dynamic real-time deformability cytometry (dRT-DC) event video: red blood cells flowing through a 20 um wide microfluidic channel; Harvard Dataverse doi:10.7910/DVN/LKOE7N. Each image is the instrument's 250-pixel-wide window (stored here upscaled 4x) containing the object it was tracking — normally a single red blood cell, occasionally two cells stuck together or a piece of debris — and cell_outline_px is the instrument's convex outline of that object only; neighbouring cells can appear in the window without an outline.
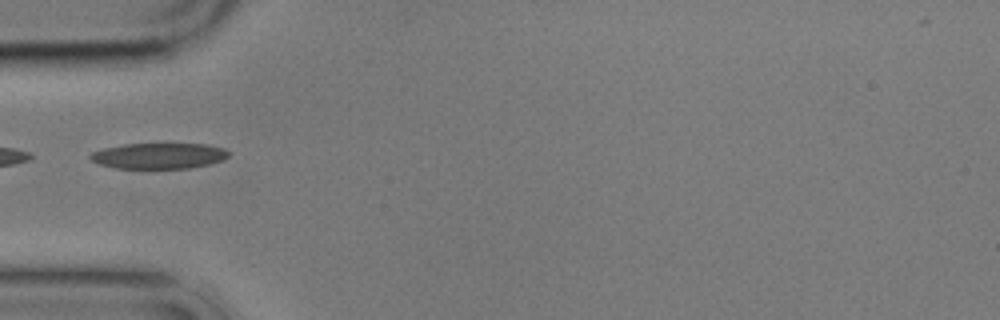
{"species": "common noctule bat (a hibernating species)", "species_latin": "Nyctalus noctula", "temperature_condition": "cold", "stored_images_in_passage": 3, "camera_frame_rate_fps": 3000, "um_per_image_px": 0.085, "animal": {"sex": "male", "body_mass_g": 17.9}, "frame": {"image": 1, "passage_image": 2, "time_ms": 1.0, "image_size_px": [1000, 320], "cell_outline_px": [[232, 152], [224, 160], [208, 164], [188, 168], [116, 168], [100, 164], [92, 160], [88, 156], [92, 152], [104, 148], [124, 144], [208, 144], [224, 148]], "centroid_in_image_um": [13.54, 13.24], "position_along_channel_um": 71.5, "area_um2": 20.75}}
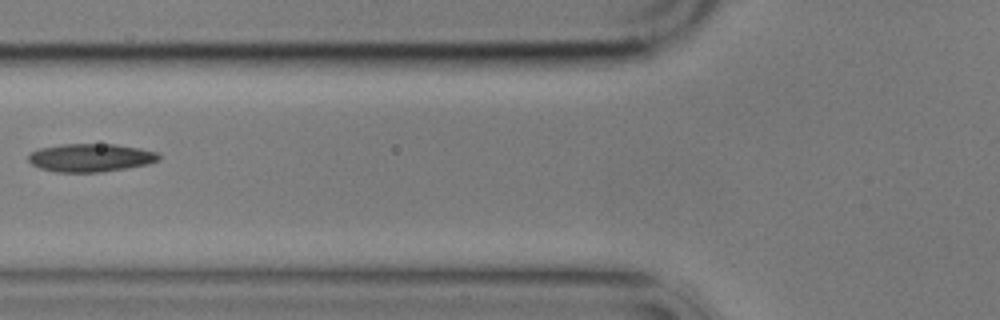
{"frame": {"image": 2, "passage_image": 3, "time_ms": 2.333, "image_size_px": [1000, 320], "cell_outline_px": [[160, 160], [148, 164], [128, 168], [100, 172], [56, 172], [40, 168], [32, 164], [28, 160], [28, 156], [32, 152], [40, 148], [64, 144], [116, 144], [140, 148], [160, 152]], "centroid_in_image_um": [7.76, 13.4], "position_along_channel_um": 118.0, "area_um2": 21.5}}